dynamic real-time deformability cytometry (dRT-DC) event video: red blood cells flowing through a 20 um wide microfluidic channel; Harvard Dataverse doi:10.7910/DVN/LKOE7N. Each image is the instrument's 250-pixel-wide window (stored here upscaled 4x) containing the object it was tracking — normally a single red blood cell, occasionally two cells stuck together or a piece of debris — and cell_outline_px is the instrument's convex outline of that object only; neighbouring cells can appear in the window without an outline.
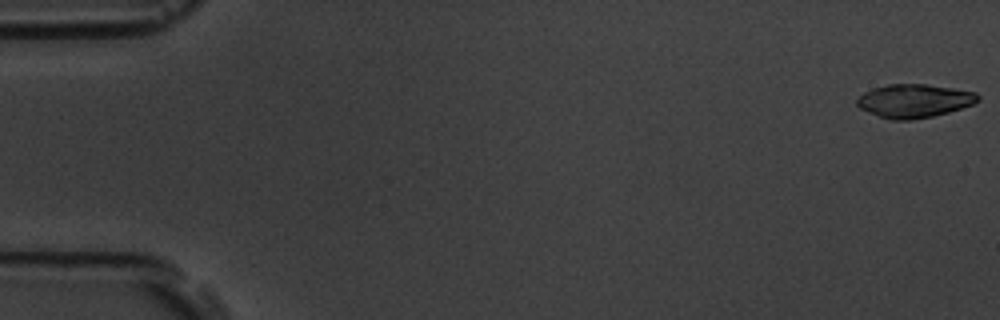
{"species": "common noctule bat (a hibernating species)", "species_latin": "Nyctalus noctula", "temperature_condition": "room temperature", "stored_images_in_passage": 53, "camera_frame_rate_fps": 3000, "um_per_image_px": 0.085, "animal": {"sex": "male", "body_mass_g": 19.5, "forearm_length_mm": 54.6}, "frame": {"image": 1, "passage_image": 1, "time_ms": 0.0, "image_size_px": [1000, 320], "cell_outline_px": [[980, 100], [972, 104], [948, 112], [932, 116], [912, 120], [892, 120], [880, 116], [860, 108], [856, 104], [856, 100], [864, 92], [888, 84], [924, 84], [952, 88], [976, 92], [980, 96]], "centroid_in_image_um": [77.72, 8.57], "position_along_channel_um": 7.3, "area_um2": 23.29}}
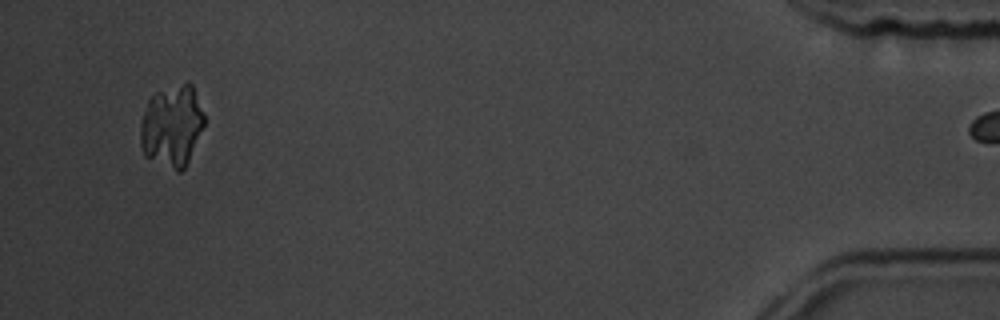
{"frame": {"image": 2, "passage_image": 52, "time_ms": 17.0, "image_size_px": [1000, 320], "cell_outline_px": [[204, 124], [188, 160], [184, 168], [180, 172], [176, 172], [144, 156], [140, 144], [140, 124], [148, 100], [156, 92], [188, 80], [192, 84], [204, 116]], "centroid_in_image_um": [14.59, 10.7], "position_along_channel_um": 420.6, "area_um2": 30.35}}